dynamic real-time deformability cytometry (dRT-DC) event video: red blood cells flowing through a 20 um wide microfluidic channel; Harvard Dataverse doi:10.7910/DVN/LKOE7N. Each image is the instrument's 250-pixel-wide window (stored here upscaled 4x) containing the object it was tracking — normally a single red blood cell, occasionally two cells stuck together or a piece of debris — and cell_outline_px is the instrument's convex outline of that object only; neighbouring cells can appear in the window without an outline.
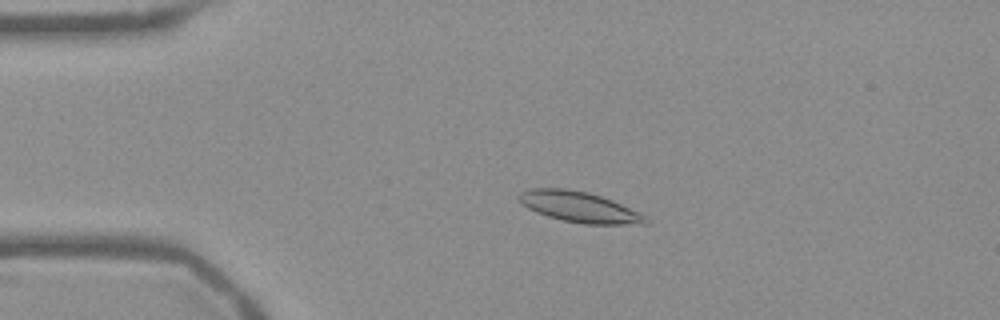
{"species": "Egyptian fruit bat (a non-hibernating species)", "species_latin": "Rousettus aegyptiacus", "temperature_condition": "warm", "stored_images_in_passage": 50, "camera_frame_rate_fps": 3000, "um_per_image_px": 0.085, "frame": {"image": 1, "passage_image": 8, "time_ms": 2.333, "image_size_px": [1000, 320], "cell_outline_px": [[652, 220], [648, 224], [584, 224], [564, 220], [548, 216], [536, 212], [520, 204], [516, 196], [520, 192], [528, 188], [564, 188], [588, 192], [612, 200], [640, 212], [648, 216]], "centroid_in_image_um": [49.25, 17.59], "position_along_channel_um": 35.7, "area_um2": 22.89}}
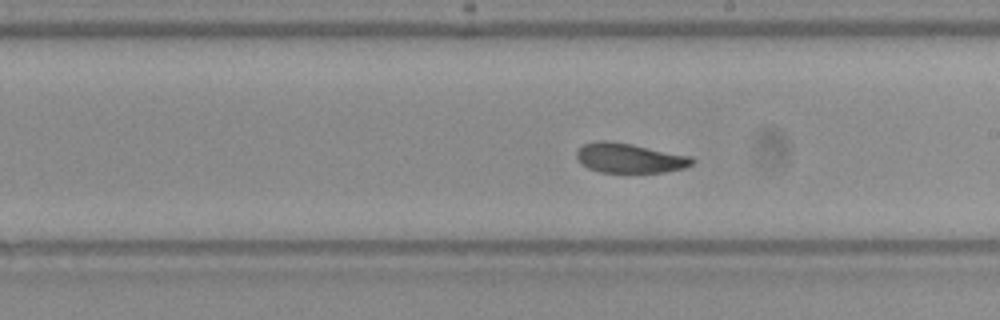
{"frame": {"image": 2, "passage_image": 27, "time_ms": 8.667, "image_size_px": [1000, 320], "cell_outline_px": [[696, 160], [692, 164], [684, 168], [664, 172], [600, 172], [588, 168], [580, 164], [576, 156], [576, 152], [584, 144], [596, 140], [608, 140], [632, 144], [692, 156]], "centroid_in_image_um": [53.51, 13.43], "position_along_channel_um": 235.5, "area_um2": 20.11}}
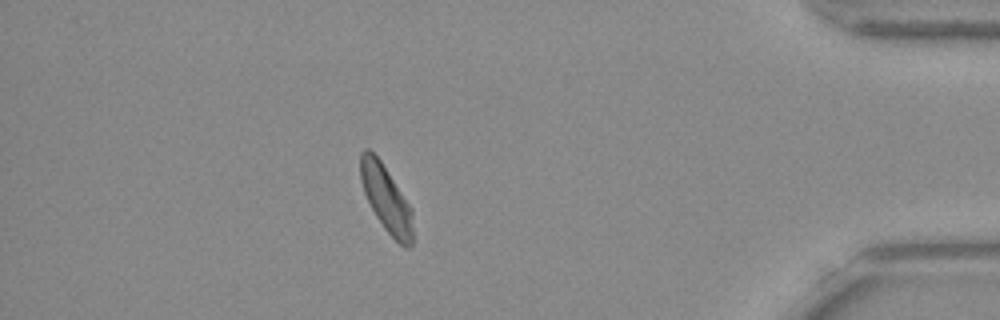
{"frame": {"image": 3, "passage_image": 44, "time_ms": 14.333, "image_size_px": [1000, 320], "cell_outline_px": [[412, 244], [408, 248], [404, 248], [384, 228], [376, 216], [364, 192], [360, 180], [360, 152], [364, 148], [368, 148], [380, 160], [412, 208]], "centroid_in_image_um": [32.82, 16.88], "position_along_channel_um": 402.4, "area_um2": 20.06}, "authors_computed_cell_mechanics": {"area_um2": 20.9236, "velocity_mm_per_s": 3.7433, "shape_relaxation_time_tau1_ms": null, "shape_relaxation_time_tau2_ms": 4.1632, "deformation_change_tau1": null, "deformation_change_tau2": 0.1111}}